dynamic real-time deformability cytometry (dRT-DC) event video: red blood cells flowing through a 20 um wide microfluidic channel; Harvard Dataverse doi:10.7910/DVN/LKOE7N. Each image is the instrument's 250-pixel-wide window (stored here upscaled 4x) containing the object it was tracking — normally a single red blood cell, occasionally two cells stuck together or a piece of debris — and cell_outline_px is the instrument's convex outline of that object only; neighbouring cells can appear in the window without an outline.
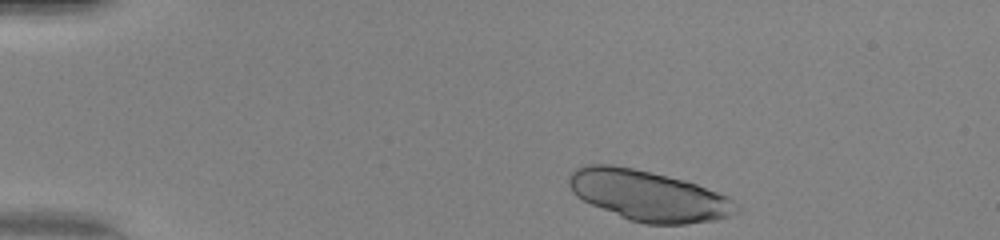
{"species": "human", "species_latin": "Homo sapiens", "temperature_condition": "warm", "stored_images_in_passage": 12, "camera_frame_rate_fps": 3000, "um_per_image_px": 0.085, "donor": {"sex": "female"}, "frame": {"image": 1, "passage_image": 1, "time_ms": 0.0, "image_size_px": [1000, 240], "cell_outline_px": [[740, 212], [716, 220], [684, 224], [644, 224], [628, 220], [592, 204], [576, 196], [572, 192], [568, 184], [568, 176], [576, 168], [584, 164], [612, 164], [632, 168], [684, 180], [696, 184], [728, 196], [740, 208]], "centroid_in_image_um": [55.11, 16.63], "position_along_channel_um": 29.9, "area_um2": 49.19}}
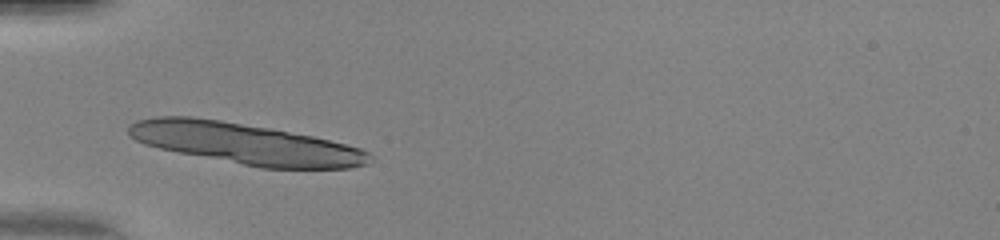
{"frame": {"image": 2, "passage_image": 9, "time_ms": 2.667, "image_size_px": [1000, 240], "cell_outline_px": [[372, 160], [368, 164], [352, 168], [260, 168], [160, 148], [144, 144], [128, 136], [128, 124], [136, 120], [152, 116], [192, 116], [220, 120], [268, 128], [312, 136], [360, 148], [368, 152], [372, 156]], "centroid_in_image_um": [20.82, 12.2], "position_along_channel_um": 64.2, "area_um2": 57.34}}